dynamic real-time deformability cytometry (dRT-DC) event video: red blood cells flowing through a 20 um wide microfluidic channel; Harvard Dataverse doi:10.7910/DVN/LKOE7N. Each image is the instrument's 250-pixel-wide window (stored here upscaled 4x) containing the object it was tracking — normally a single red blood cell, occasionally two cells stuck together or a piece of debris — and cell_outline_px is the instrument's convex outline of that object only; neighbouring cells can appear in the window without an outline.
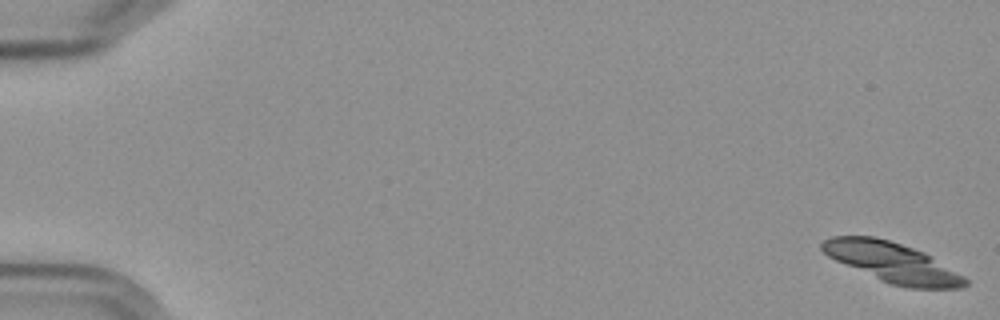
{"species": "Egyptian fruit bat (a non-hibernating species)", "species_latin": "Rousettus aegyptiacus", "temperature_condition": "cold", "stored_images_in_passage": 18, "camera_frame_rate_fps": 3000, "um_per_image_px": 0.085, "frame": {"image": 1, "passage_image": 1, "time_ms": 0.0, "image_size_px": [1000, 320], "cell_outline_px": [[968, 284], [964, 288], [908, 288], [892, 284], [880, 280], [836, 260], [828, 256], [820, 248], [820, 244], [824, 240], [832, 236], [872, 236], [888, 240], [924, 252], [964, 276], [968, 280]], "centroid_in_image_um": [75.86, 22.31], "position_along_channel_um": 9.1, "area_um2": 32.83}}
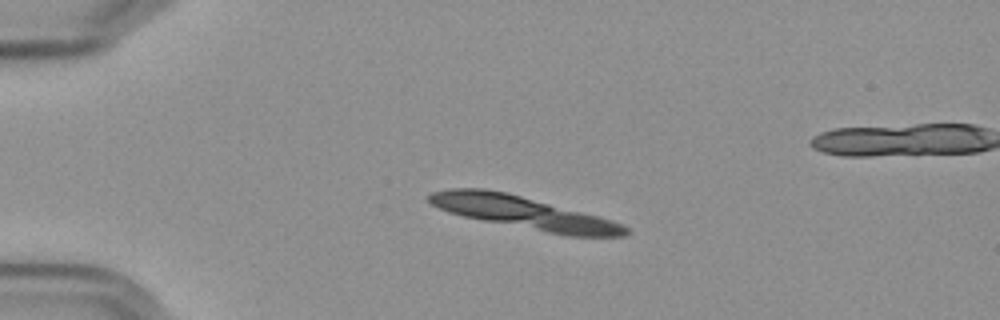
{"frame": {"image": 2, "passage_image": 14, "time_ms": 4.333, "image_size_px": [1000, 320], "cell_outline_px": [[628, 232], [624, 236], [568, 236], [484, 220], [464, 216], [448, 212], [432, 204], [428, 200], [428, 196], [432, 192], [452, 188], [484, 188], [508, 192], [596, 216], [620, 224], [628, 228]], "centroid_in_image_um": [44.46, 18.06], "position_along_channel_um": 40.5, "area_um2": 36.36}}